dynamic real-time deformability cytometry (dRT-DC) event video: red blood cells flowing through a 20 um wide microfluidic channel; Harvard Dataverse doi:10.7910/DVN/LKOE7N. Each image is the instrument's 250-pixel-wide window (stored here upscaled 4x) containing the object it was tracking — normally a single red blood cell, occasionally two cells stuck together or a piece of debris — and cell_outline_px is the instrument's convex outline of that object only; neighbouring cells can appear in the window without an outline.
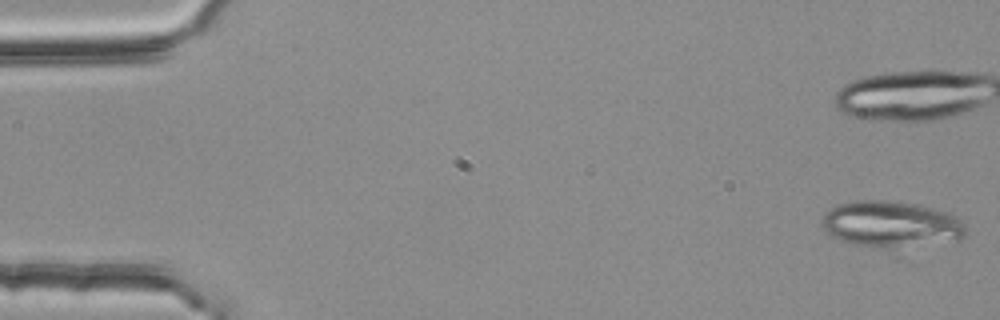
{"species": "common noctule bat (a hibernating species)", "species_latin": "Nyctalus noctula", "temperature_condition": "room temperature", "stored_images_in_passage": 2, "camera_frame_rate_fps": 3000, "um_per_image_px": 0.085, "animal": {"sex": "female", "body_mass_g": 25.1}, "frame": {"image": 1, "passage_image": 1, "time_ms": 0.0, "image_size_px": [1000, 320], "cell_outline_px": [[968, 232], [960, 240], [892, 252], [856, 244], [840, 240], [832, 236], [820, 224], [824, 212], [836, 204], [856, 200], [900, 200], [948, 212], [956, 216], [964, 224]], "centroid_in_image_um": [75.78, 19.1], "position_along_channel_um": 9.2, "area_um2": 40.46}}